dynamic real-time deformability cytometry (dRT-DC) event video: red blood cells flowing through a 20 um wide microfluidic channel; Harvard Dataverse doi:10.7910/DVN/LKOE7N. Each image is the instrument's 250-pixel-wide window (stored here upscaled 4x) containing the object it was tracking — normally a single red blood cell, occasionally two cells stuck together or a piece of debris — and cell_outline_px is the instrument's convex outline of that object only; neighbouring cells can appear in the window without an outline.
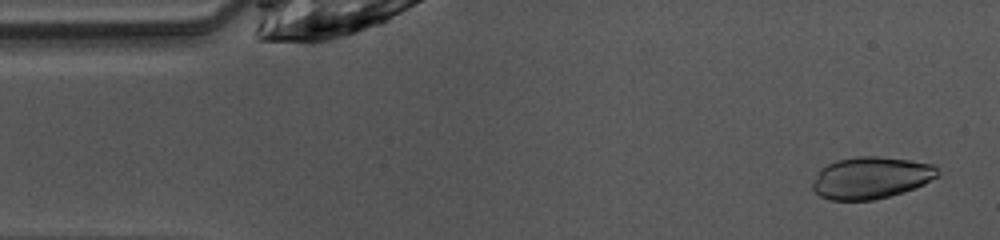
{"species": "common noctule bat (a hibernating species)", "species_latin": "Nyctalus noctula", "temperature_condition": "warm", "stored_images_in_passage": 47, "camera_frame_rate_fps": 3000, "um_per_image_px": 0.085, "animal": {"sex": "female", "body_mass_g": 10.0, "forearm_length_mm": 53.1}, "frame": {"image": 1, "passage_image": 2, "time_ms": 0.333, "image_size_px": [1000, 240], "cell_outline_px": [[940, 176], [924, 184], [904, 192], [872, 200], [832, 200], [820, 196], [812, 188], [812, 184], [820, 168], [836, 160], [860, 156], [880, 156], [936, 164]], "centroid_in_image_um": [74.06, 15.1], "position_along_channel_um": 10.9, "area_um2": 30.63}}
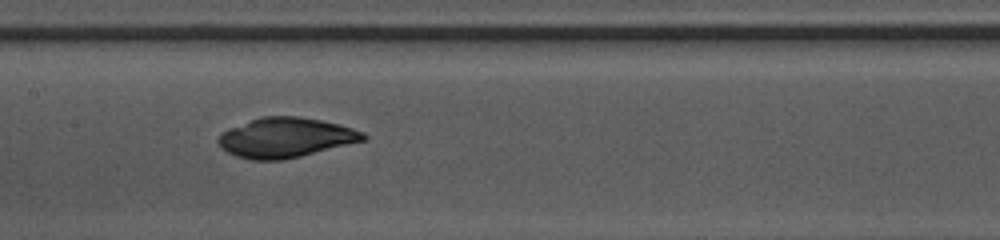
{"frame": {"image": 2, "passage_image": 21, "time_ms": 6.667, "image_size_px": [1000, 240], "cell_outline_px": [[368, 140], [284, 160], [248, 160], [236, 156], [220, 148], [216, 140], [228, 128], [264, 116], [296, 116], [320, 120], [340, 124], [364, 132], [368, 136]], "centroid_in_image_um": [24.31, 11.71], "position_along_channel_um": 183.1, "area_um2": 33.76}}
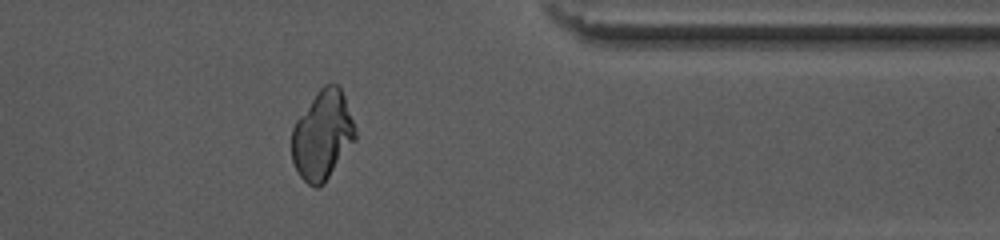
{"frame": {"image": 3, "passage_image": 37, "time_ms": 12.0, "image_size_px": [1000, 240], "cell_outline_px": [[356, 140], [324, 184], [320, 188], [316, 188], [308, 184], [300, 176], [292, 160], [292, 128], [296, 120], [316, 92], [324, 84], [336, 84], [340, 88], [344, 96], [356, 128]], "centroid_in_image_um": [27.41, 11.51], "position_along_channel_um": 384.0, "area_um2": 33.0}}